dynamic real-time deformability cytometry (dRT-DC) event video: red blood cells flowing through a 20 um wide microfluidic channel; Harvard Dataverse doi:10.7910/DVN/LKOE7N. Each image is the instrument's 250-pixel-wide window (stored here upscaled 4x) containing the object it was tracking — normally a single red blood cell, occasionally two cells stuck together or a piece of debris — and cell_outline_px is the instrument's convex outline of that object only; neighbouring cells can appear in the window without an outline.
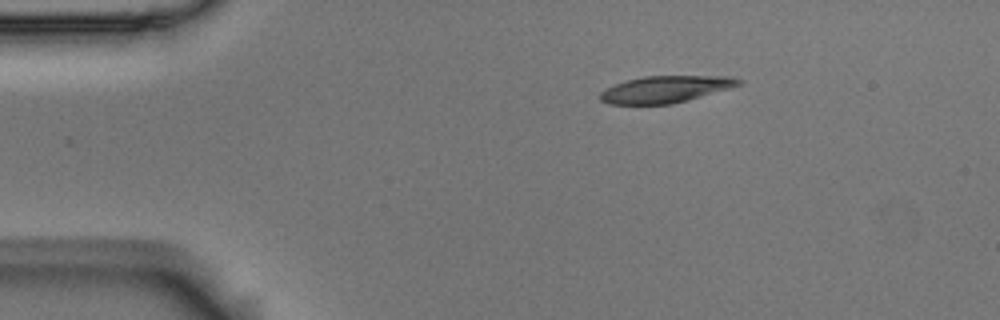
{"species": "Egyptian fruit bat (a non-hibernating species)", "species_latin": "Rousettus aegyptiacus", "temperature_condition": "room temperature", "stored_images_in_passage": 48, "camera_frame_rate_fps": 3000, "um_per_image_px": 0.085, "animal": {"sex": "male"}, "frame": {"image": 1, "passage_image": 1, "time_ms": 0.0, "image_size_px": [1000, 320], "cell_outline_px": [[744, 84], [688, 100], [672, 104], [612, 104], [600, 100], [600, 92], [616, 84], [628, 80], [644, 76], [732, 76], [744, 80]], "centroid_in_image_um": [56.64, 7.58], "position_along_channel_um": 28.4, "area_um2": 21.56}}
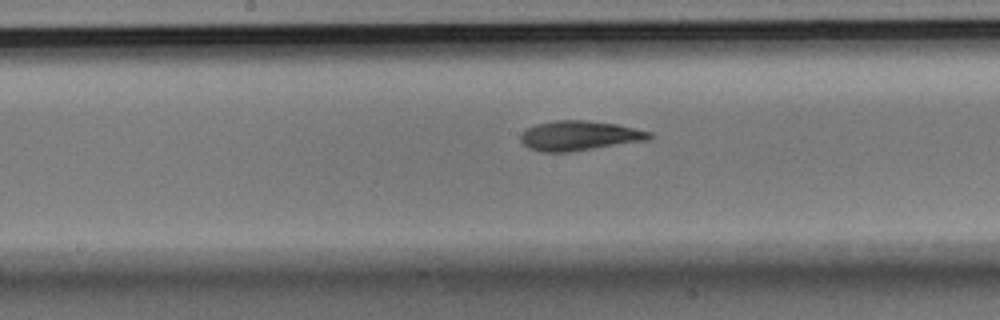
{"frame": {"image": 2, "passage_image": 20, "time_ms": 6.333, "image_size_px": [1000, 320], "cell_outline_px": [[652, 136], [648, 140], [568, 152], [540, 152], [528, 148], [520, 140], [520, 136], [528, 128], [536, 124], [556, 120], [584, 120], [616, 124], [652, 132]], "centroid_in_image_um": [49.23, 11.53], "position_along_channel_um": 199.0, "area_um2": 22.14}}
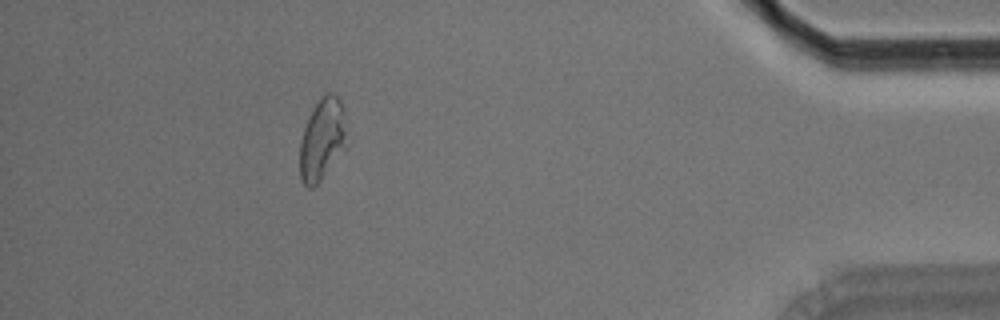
{"frame": {"image": 3, "passage_image": 42, "time_ms": 13.667, "image_size_px": [1000, 320], "cell_outline_px": [[348, 148], [320, 180], [312, 188], [308, 188], [304, 184], [300, 176], [300, 140], [304, 128], [312, 108], [320, 96], [324, 92], [332, 92], [340, 100], [344, 108], [348, 144]], "centroid_in_image_um": [27.43, 11.81], "position_along_channel_um": 407.8, "area_um2": 23.0}, "authors_computed_cell_mechanics": {"area_um2": 21.964, "velocity_mm_per_s": 3.5562, "shape_relaxation_time_tau1_ms": 4.8689, "shape_relaxation_time_tau2_ms": 2.3771, "deformation_change_tau1": 0.1739, "deformation_change_tau2": 0.0913}}